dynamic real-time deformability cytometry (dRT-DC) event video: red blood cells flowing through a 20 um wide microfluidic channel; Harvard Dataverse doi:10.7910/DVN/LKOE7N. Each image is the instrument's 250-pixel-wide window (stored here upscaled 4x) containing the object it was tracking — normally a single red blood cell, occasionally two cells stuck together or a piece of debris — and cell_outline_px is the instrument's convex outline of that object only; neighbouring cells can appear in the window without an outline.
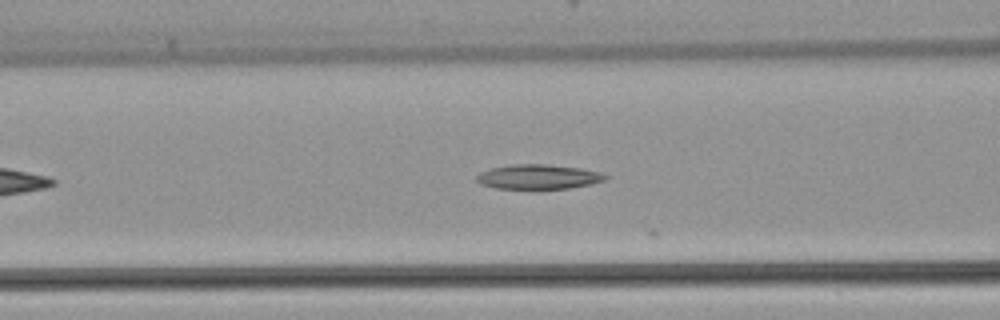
{"species": "common noctule bat (a hibernating species)", "species_latin": "Nyctalus noctula", "temperature_condition": "warm", "stored_images_in_passage": 7, "camera_frame_rate_fps": 3000, "um_per_image_px": 0.085, "animal": {"sex": "female", "body_mass_g": 22.7, "forearm_length_mm": 54.2}, "frame": {"image": 1, "passage_image": 5, "time_ms": 1.333, "image_size_px": [1000, 320], "cell_outline_px": [[608, 176], [604, 180], [592, 184], [568, 188], [540, 192], [496, 188], [480, 184], [476, 180], [476, 176], [480, 172], [492, 168], [512, 164], [548, 164], [580, 168], [600, 172]], "centroid_in_image_um": [45.73, 15.07], "position_along_channel_um": 120.9, "area_um2": 19.36}}